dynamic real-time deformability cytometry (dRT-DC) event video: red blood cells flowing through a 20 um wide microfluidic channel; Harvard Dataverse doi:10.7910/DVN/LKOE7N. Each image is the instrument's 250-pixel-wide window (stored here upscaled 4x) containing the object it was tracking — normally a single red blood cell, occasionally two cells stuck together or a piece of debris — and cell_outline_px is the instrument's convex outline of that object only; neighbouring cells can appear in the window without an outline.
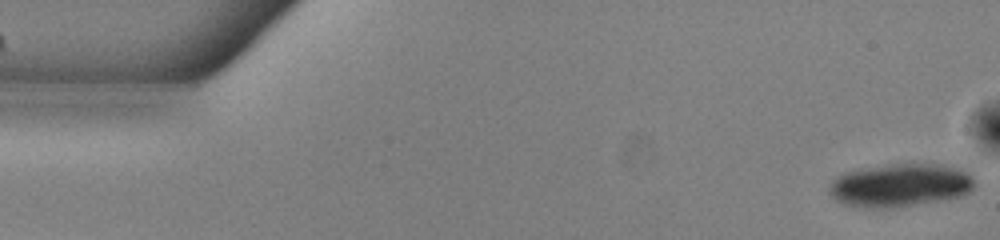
{"species": "common noctule bat (a hibernating species)", "species_latin": "Nyctalus noctula", "temperature_condition": "warm", "stored_images_in_passage": 16, "camera_frame_rate_fps": 3000, "um_per_image_px": 0.085, "animal": {"sex": "male", "body_mass_g": 13.0, "forearm_length_mm": 53.1}, "frame": {"image": 1, "passage_image": 1, "time_ms": 0.0, "image_size_px": [1000, 240], "cell_outline_px": [[976, 184], [964, 196], [892, 208], [860, 208], [844, 204], [836, 200], [828, 192], [828, 184], [836, 176], [844, 172], [856, 168], [892, 164], [940, 164], [964, 168], [972, 176]], "centroid_in_image_um": [76.49, 15.73], "position_along_channel_um": 8.5, "area_um2": 37.28}}